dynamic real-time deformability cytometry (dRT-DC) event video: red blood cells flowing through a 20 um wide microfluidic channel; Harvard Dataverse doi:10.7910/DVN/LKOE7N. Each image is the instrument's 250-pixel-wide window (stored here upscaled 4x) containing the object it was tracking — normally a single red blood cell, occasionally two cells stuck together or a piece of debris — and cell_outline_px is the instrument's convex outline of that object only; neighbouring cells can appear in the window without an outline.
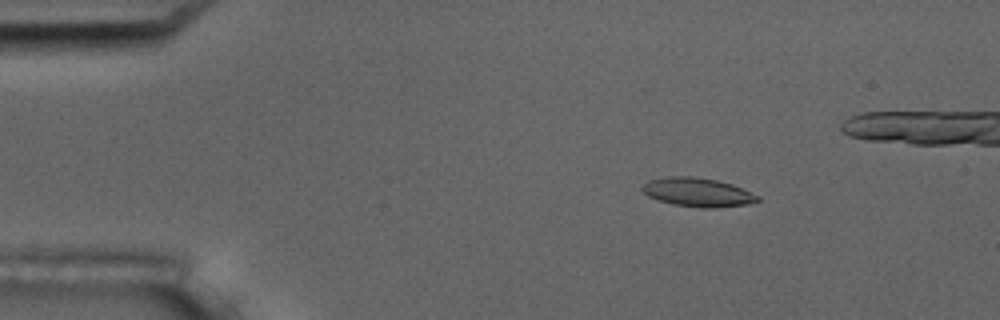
{"species": "common noctule bat (a hibernating species)", "species_latin": "Nyctalus noctula", "temperature_condition": "room temperature", "stored_images_in_passage": 5, "camera_frame_rate_fps": 3000, "um_per_image_px": 0.085, "animal": {"sex": "male", "body_mass_g": 17.5, "forearm_length_mm": 52.3}, "frame": {"image": 1, "passage_image": 2, "time_ms": 1.0, "image_size_px": [1000, 320], "cell_outline_px": [[760, 200], [748, 204], [716, 208], [700, 208], [672, 204], [648, 196], [640, 188], [648, 180], [664, 176], [692, 176], [716, 180], [732, 184], [760, 196]], "centroid_in_image_um": [59.3, 16.34], "position_along_channel_um": 25.7, "area_um2": 19.48}}